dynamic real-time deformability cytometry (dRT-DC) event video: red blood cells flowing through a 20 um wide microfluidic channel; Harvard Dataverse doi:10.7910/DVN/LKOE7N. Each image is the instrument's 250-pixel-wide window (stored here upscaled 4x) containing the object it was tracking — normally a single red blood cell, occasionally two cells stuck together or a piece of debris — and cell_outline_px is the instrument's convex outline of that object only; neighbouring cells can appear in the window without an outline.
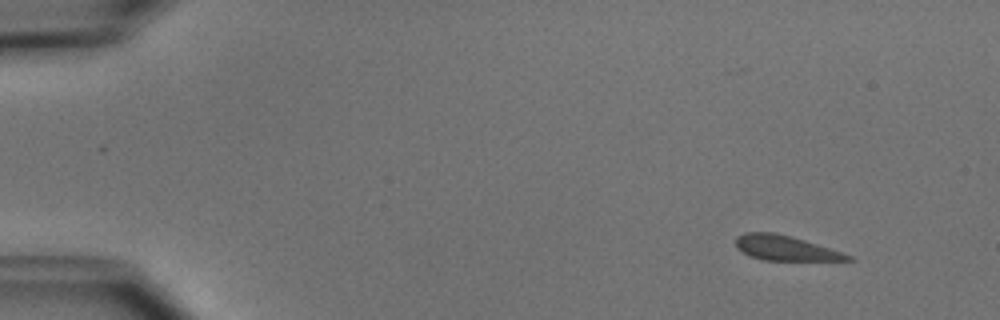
{"species": "common noctule bat (a hibernating species)", "species_latin": "Nyctalus noctula", "temperature_condition": "cold", "stored_images_in_passage": 6, "camera_frame_rate_fps": 3000, "um_per_image_px": 0.085, "animal": {"sex": "male", "body_mass_g": 15.6}, "frame": {"image": 1, "passage_image": 2, "time_ms": 1.0, "image_size_px": [1000, 320], "cell_outline_px": [[856, 260], [764, 260], [748, 256], [736, 248], [736, 236], [744, 232], [776, 232], [792, 236], [852, 256]], "centroid_in_image_um": [66.67, 21.07], "position_along_channel_um": 18.3, "area_um2": 16.18}}
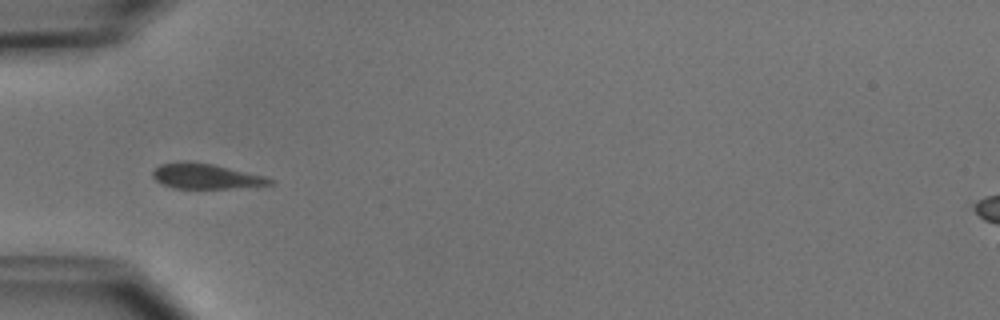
{"frame": {"image": 2, "passage_image": 5, "time_ms": 5.0, "image_size_px": [1000, 320], "cell_outline_px": [[276, 184], [228, 188], [172, 188], [156, 180], [152, 176], [152, 172], [160, 164], [176, 160], [188, 160], [212, 164], [264, 176], [276, 180]], "centroid_in_image_um": [17.47, 14.96], "position_along_channel_um": 67.5, "area_um2": 17.28}}